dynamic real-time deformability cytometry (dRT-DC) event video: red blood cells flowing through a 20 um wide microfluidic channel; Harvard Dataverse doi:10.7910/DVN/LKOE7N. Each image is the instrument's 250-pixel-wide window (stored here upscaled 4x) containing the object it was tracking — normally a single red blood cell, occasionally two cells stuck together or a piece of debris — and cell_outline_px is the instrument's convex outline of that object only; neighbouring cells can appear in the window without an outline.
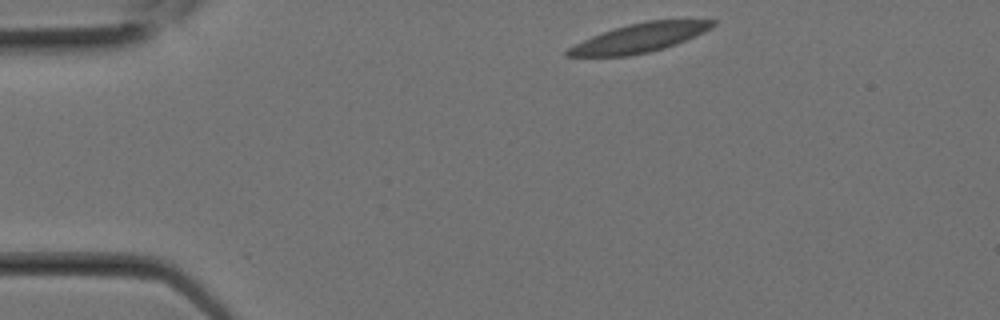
{"species": "Egyptian fruit bat (a non-hibernating species)", "species_latin": "Rousettus aegyptiacus", "temperature_condition": "room temperature", "stored_images_in_passage": 1, "camera_frame_rate_fps": 3000, "um_per_image_px": 0.085, "animal": {"sex": "female"}, "frame": {"image": 1, "passage_image": 1, "time_ms": 0.0, "image_size_px": [1000, 320], "cell_outline_px": [[716, 24], [704, 32], [676, 44], [664, 48], [648, 52], [628, 56], [564, 56], [564, 52], [568, 48], [592, 36], [628, 24], [648, 20], [716, 20]], "centroid_in_image_um": [54.36, 3.22], "position_along_channel_um": 30.6, "area_um2": 24.04}}